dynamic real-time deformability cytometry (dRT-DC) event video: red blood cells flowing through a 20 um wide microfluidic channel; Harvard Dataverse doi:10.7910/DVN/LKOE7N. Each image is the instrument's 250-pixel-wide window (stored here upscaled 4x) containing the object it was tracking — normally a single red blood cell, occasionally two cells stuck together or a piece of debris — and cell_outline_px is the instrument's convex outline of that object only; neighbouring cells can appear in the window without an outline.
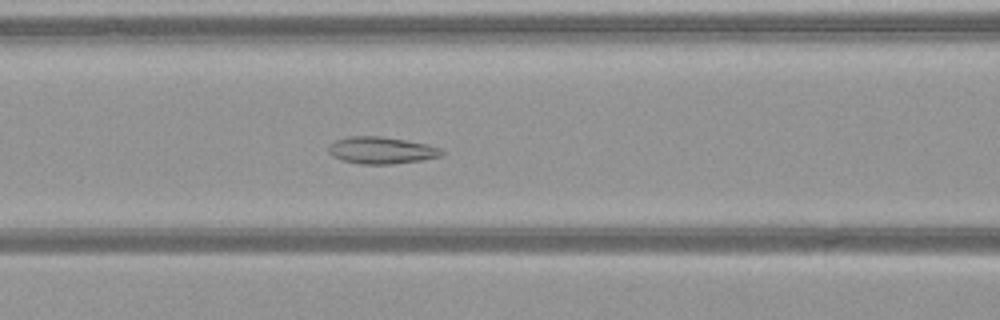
{"species": "common noctule bat (a hibernating species)", "species_latin": "Nyctalus noctula", "temperature_condition": "warm", "stored_images_in_passage": 50, "camera_frame_rate_fps": 3000, "um_per_image_px": 0.085, "animal": {"sex": "female", "body_mass_g": 21.9}, "frame": {"image": 1, "passage_image": 22, "time_ms": 7.0, "image_size_px": [1000, 320], "cell_outline_px": [[444, 156], [420, 160], [392, 164], [360, 164], [340, 160], [332, 156], [328, 152], [328, 148], [336, 140], [348, 136], [380, 136], [428, 144], [440, 148], [444, 152]], "centroid_in_image_um": [32.42, 12.78], "position_along_channel_um": 134.2, "area_um2": 17.8}}
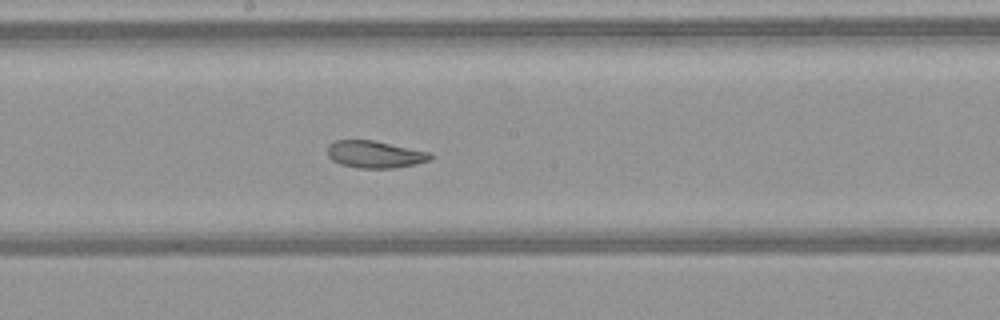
{"frame": {"image": 2, "passage_image": 28, "time_ms": 9.0, "image_size_px": [1000, 320], "cell_outline_px": [[436, 156], [432, 160], [416, 164], [396, 168], [356, 168], [340, 164], [332, 160], [328, 156], [328, 144], [336, 140], [372, 140], [432, 152]], "centroid_in_image_um": [31.93, 13.13], "position_along_channel_um": 216.3, "area_um2": 16.59}}
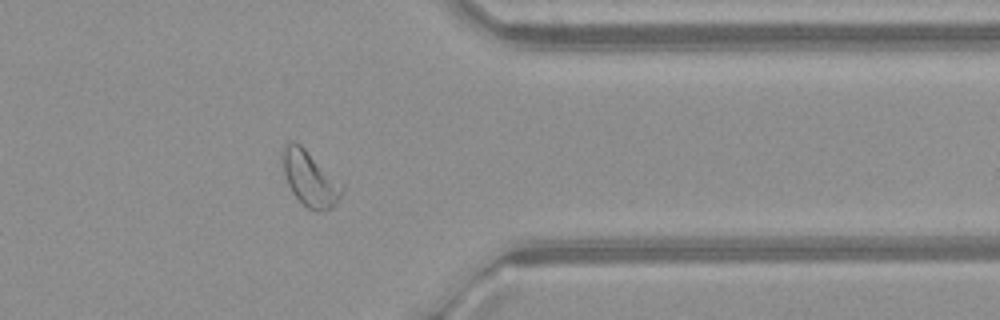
{"frame": {"image": 3, "passage_image": 41, "time_ms": 13.333, "image_size_px": [1000, 320], "cell_outline_px": [[344, 188], [340, 196], [332, 208], [320, 212], [316, 212], [308, 208], [292, 192], [288, 184], [280, 160], [284, 148], [288, 140], [292, 140], [300, 144], [344, 184]], "centroid_in_image_um": [26.34, 15.16], "position_along_channel_um": 385.1, "area_um2": 19.19}, "authors_computed_cell_mechanics": {"area_um2": 20.9236, "velocity_mm_per_s": 4.1078, "shape_relaxation_time_tau1_ms": null, "shape_relaxation_time_tau2_ms": 1.4267, "deformation_change_tau1": null, "deformation_change_tau2": 0.076}}